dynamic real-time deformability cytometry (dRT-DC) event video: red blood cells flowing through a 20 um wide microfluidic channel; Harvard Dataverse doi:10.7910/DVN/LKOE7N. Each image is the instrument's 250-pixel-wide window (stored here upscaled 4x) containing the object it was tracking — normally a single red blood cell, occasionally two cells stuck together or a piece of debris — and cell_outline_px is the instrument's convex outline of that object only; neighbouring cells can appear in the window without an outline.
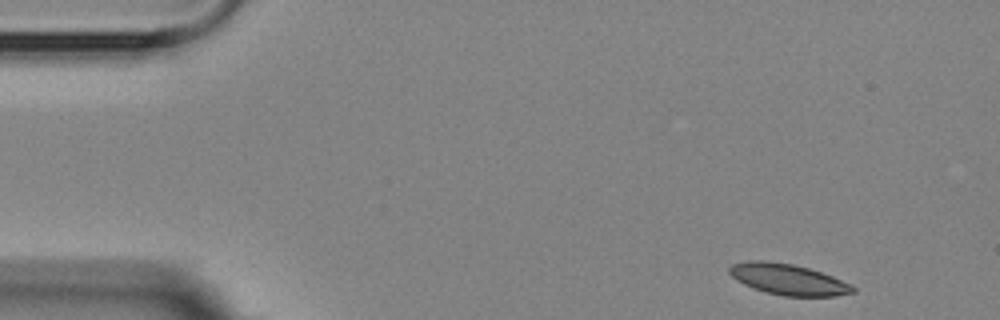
{"species": "Egyptian fruit bat (a non-hibernating species)", "species_latin": "Rousettus aegyptiacus", "temperature_condition": "room temperature", "stored_images_in_passage": 4, "camera_frame_rate_fps": 3000, "um_per_image_px": 0.085, "animal": {"sex": "female"}, "frame": {"image": 1, "passage_image": 1, "time_ms": 0.0, "image_size_px": [1000, 320], "cell_outline_px": [[856, 292], [836, 296], [784, 296], [764, 292], [752, 288], [736, 280], [728, 272], [728, 268], [732, 264], [748, 260], [764, 260], [792, 264], [808, 268], [832, 276], [852, 284], [856, 288]], "centroid_in_image_um": [66.99, 23.75], "position_along_channel_um": 18.0, "area_um2": 22.43}}
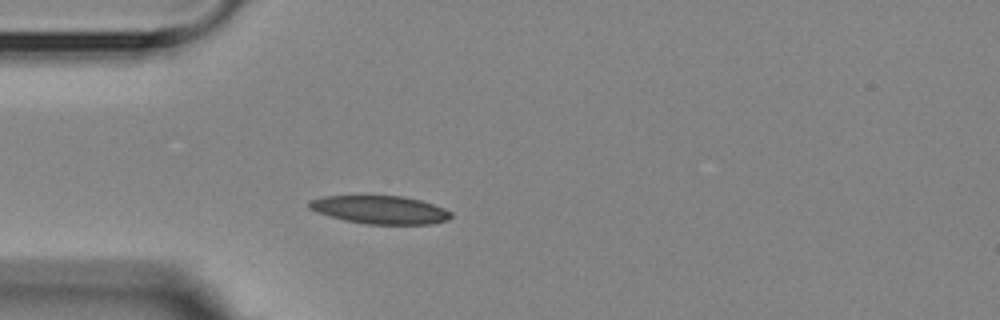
{"frame": {"image": 2, "passage_image": 4, "time_ms": 3.333, "image_size_px": [1000, 320], "cell_outline_px": [[452, 216], [448, 220], [432, 224], [364, 224], [344, 220], [316, 212], [308, 208], [308, 200], [324, 196], [404, 196], [420, 200], [444, 208], [452, 212]], "centroid_in_image_um": [32.3, 17.83], "position_along_channel_um": 52.7, "area_um2": 23.35}}